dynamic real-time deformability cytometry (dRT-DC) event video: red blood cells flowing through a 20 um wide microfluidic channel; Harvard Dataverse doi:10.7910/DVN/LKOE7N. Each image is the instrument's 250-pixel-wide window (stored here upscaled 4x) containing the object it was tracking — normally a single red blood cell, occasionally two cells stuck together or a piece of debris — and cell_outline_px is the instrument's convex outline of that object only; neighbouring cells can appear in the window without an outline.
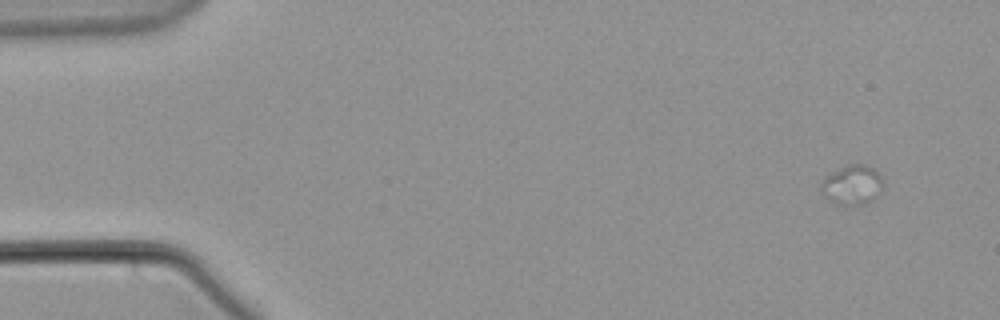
{"species": "common noctule bat (a hibernating species)", "species_latin": "Nyctalus noctula", "temperature_condition": "warm", "stored_images_in_passage": 45, "camera_frame_rate_fps": 3000, "um_per_image_px": 0.085, "animal": {"sex": "male", "body_mass_g": 21.5, "forearm_length_mm": 52.0}, "frame": {"image": 1, "passage_image": 1, "time_ms": 0.0, "image_size_px": [1000, 320], "cell_outline_px": [[880, 192], [868, 200], [856, 204], [836, 204], [820, 188], [820, 184], [832, 172], [848, 164], [864, 164], [872, 168], [880, 176]], "centroid_in_image_um": [72.41, 15.67], "position_along_channel_um": 12.6, "area_um2": 13.29}}